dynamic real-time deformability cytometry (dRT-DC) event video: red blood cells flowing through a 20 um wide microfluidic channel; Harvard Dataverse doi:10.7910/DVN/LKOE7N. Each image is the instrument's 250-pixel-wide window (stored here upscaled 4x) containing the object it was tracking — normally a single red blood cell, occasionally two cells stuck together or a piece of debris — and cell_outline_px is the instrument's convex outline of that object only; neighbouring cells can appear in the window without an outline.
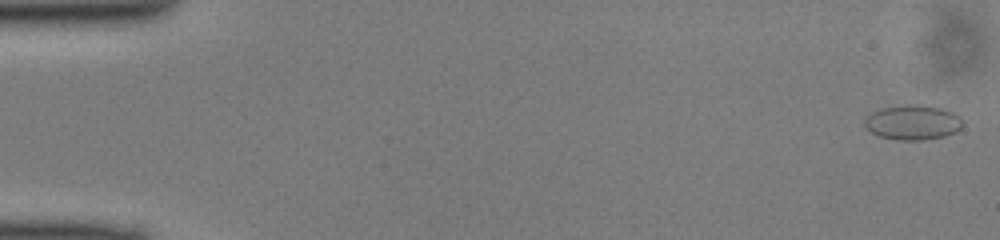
{"species": "common noctule bat (a hibernating species)", "species_latin": "Nyctalus noctula", "temperature_condition": "cold", "stored_images_in_passage": 13, "camera_frame_rate_fps": 3000, "um_per_image_px": 0.085, "animal": {"sex": "male", "body_mass_g": 13.0, "forearm_length_mm": 53.1}, "frame": {"image": 1, "passage_image": 1, "time_ms": 0.0, "image_size_px": [1000, 240], "cell_outline_px": [[964, 124], [956, 132], [944, 136], [924, 140], [896, 140], [880, 136], [864, 128], [864, 120], [872, 112], [880, 108], [904, 104], [908, 104], [940, 108], [952, 112], [960, 116], [964, 120]], "centroid_in_image_um": [77.58, 10.41], "position_along_channel_um": 7.4, "area_um2": 20.0}}